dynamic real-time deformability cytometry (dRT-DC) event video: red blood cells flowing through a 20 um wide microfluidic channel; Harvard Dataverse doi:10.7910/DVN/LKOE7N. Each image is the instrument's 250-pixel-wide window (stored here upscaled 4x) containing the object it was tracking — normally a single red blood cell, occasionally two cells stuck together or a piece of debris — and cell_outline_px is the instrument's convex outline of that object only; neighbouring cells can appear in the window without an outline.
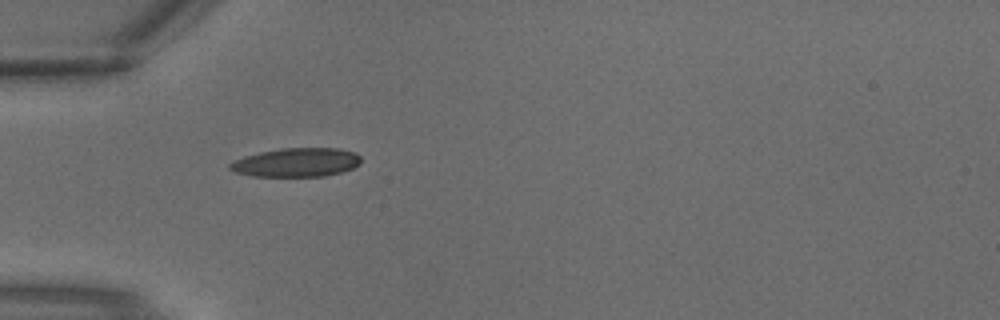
{"species": "common noctule bat (a hibernating species)", "species_latin": "Nyctalus noctula", "temperature_condition": "warm", "stored_images_in_passage": 3, "camera_frame_rate_fps": 3000, "um_per_image_px": 0.085, "animal": {"sex": "male", "body_mass_g": 18.8}, "frame": {"image": 1, "passage_image": 3, "time_ms": 0.667, "image_size_px": [1000, 320], "cell_outline_px": [[360, 164], [352, 168], [340, 172], [324, 176], [252, 176], [236, 172], [228, 168], [228, 164], [244, 156], [260, 152], [280, 148], [340, 148], [356, 152], [360, 156]], "centroid_in_image_um": [25.21, 13.79], "position_along_channel_um": 59.8, "area_um2": 22.02}}